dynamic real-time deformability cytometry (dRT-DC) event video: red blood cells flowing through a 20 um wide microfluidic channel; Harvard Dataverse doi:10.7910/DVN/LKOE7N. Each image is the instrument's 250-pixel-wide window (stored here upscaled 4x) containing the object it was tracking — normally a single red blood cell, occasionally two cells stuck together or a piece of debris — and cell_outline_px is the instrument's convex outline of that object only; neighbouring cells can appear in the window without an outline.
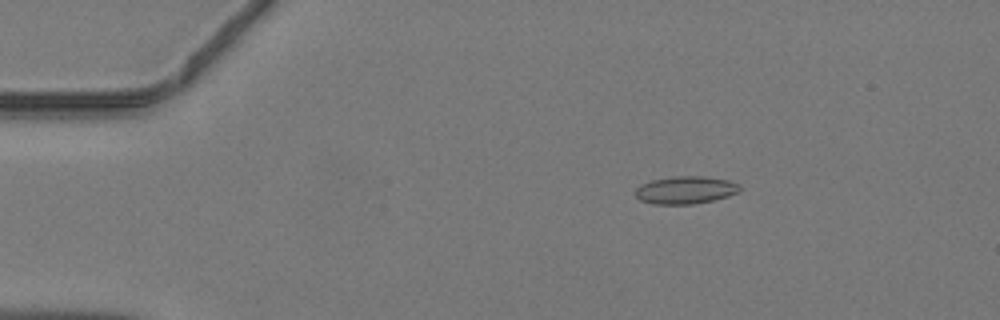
{"species": "common noctule bat (a hibernating species)", "species_latin": "Nyctalus noctula", "temperature_condition": "warm", "stored_images_in_passage": 29, "camera_frame_rate_fps": 3000, "um_per_image_px": 0.085, "animal": {"sex": "male", "body_mass_g": 19.2, "forearm_length_mm": 51.8}, "frame": {"image": 1, "passage_image": 3, "time_ms": 0.667, "image_size_px": [1000, 320], "cell_outline_px": [[740, 192], [728, 196], [712, 200], [692, 204], [652, 204], [640, 200], [636, 196], [636, 188], [640, 184], [652, 180], [676, 176], [704, 176], [728, 180], [740, 184]], "centroid_in_image_um": [58.27, 16.15], "position_along_channel_um": 26.7, "area_um2": 16.82}}
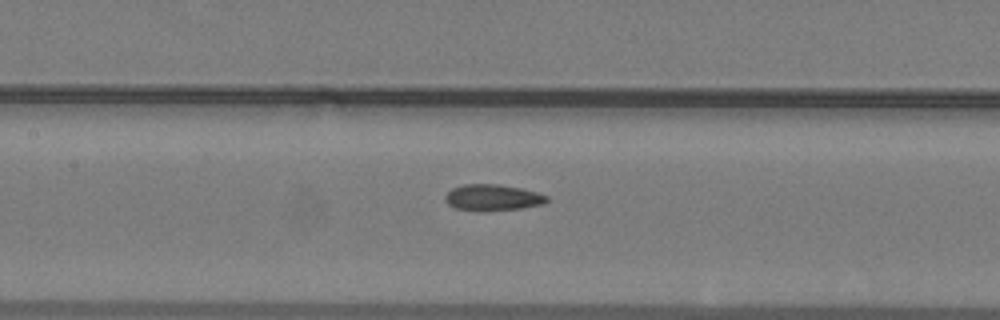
{"frame": {"image": 2, "passage_image": 17, "time_ms": 5.333, "image_size_px": [1000, 320], "cell_outline_px": [[548, 200], [544, 204], [520, 208], [480, 212], [476, 212], [456, 208], [448, 204], [444, 196], [452, 188], [464, 184], [500, 184], [520, 188], [536, 192], [548, 196]], "centroid_in_image_um": [41.86, 16.8], "position_along_channel_um": 165.5, "area_um2": 15.66}}
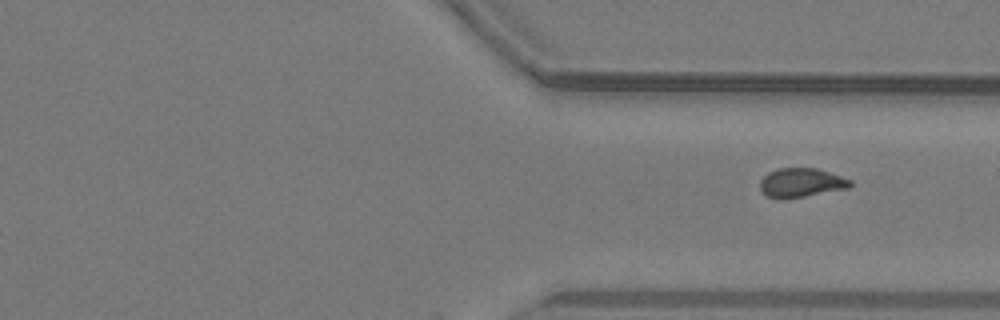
{"frame": {"image": 3, "passage_image": 29, "time_ms": 9.333, "image_size_px": [1000, 320], "cell_outline_px": [[852, 184], [848, 188], [804, 196], [768, 196], [760, 188], [760, 180], [768, 172], [780, 168], [816, 168], [852, 180]], "centroid_in_image_um": [68.13, 15.49], "position_along_channel_um": 343.3, "area_um2": 14.62}}